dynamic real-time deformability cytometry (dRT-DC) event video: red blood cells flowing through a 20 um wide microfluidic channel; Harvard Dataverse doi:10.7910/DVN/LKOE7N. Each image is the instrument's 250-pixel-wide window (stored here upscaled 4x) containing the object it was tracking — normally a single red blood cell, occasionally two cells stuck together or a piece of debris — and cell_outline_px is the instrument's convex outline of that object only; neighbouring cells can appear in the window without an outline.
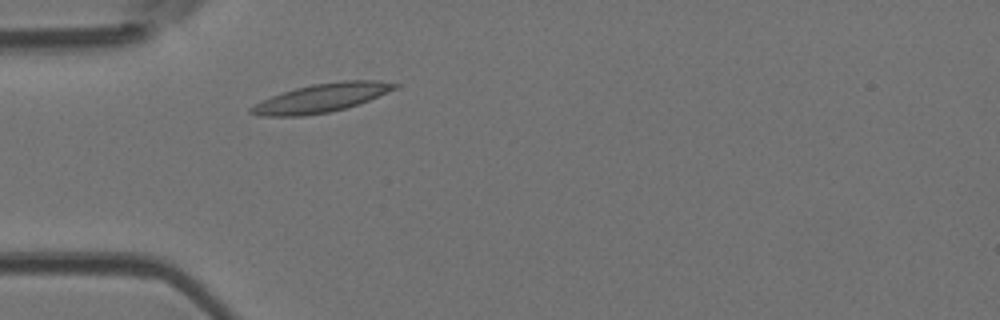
{"species": "Egyptian fruit bat (a non-hibernating species)", "species_latin": "Rousettus aegyptiacus", "temperature_condition": "room temperature", "stored_images_in_passage": 2, "camera_frame_rate_fps": 3000, "um_per_image_px": 0.085, "animal": {"sex": "female"}, "frame": {"image": 1, "passage_image": 2, "time_ms": 0.333, "image_size_px": [1000, 320], "cell_outline_px": [[400, 84], [396, 88], [368, 100], [344, 108], [328, 112], [304, 116], [260, 116], [248, 112], [248, 108], [272, 96], [296, 88], [312, 84], [344, 80], [380, 80]], "centroid_in_image_um": [27.31, 8.32], "position_along_channel_um": 57.7, "area_um2": 23.58}}